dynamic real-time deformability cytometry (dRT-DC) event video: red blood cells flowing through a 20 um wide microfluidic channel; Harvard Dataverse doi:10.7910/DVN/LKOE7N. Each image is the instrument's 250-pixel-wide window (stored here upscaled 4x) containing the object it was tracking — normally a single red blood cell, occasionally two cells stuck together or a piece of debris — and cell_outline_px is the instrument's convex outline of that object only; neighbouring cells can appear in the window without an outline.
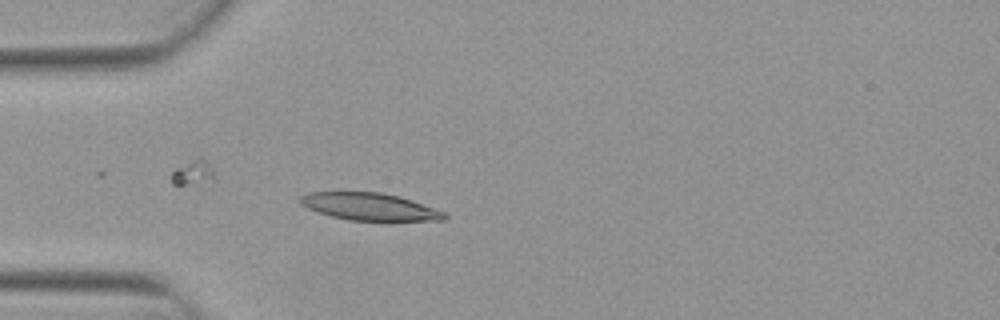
{"species": "Egyptian fruit bat (a non-hibernating species)", "species_latin": "Rousettus aegyptiacus", "temperature_condition": "warm", "stored_images_in_passage": 6, "segment_of_instrument_passage": [2, 2], "camera_frame_rate_fps": 3000, "um_per_image_px": 0.085, "animal": {"sex": "female"}, "frame": {"image": 1, "passage_image": 6, "time_ms": 1.667, "image_size_px": [1000, 320], "cell_outline_px": [[448, 216], [444, 220], [388, 224], [384, 224], [348, 220], [332, 216], [308, 208], [300, 204], [300, 196], [308, 192], [380, 192], [400, 196], [412, 200], [444, 212]], "centroid_in_image_um": [31.52, 17.63], "position_along_channel_um": 53.5, "area_um2": 24.1}}